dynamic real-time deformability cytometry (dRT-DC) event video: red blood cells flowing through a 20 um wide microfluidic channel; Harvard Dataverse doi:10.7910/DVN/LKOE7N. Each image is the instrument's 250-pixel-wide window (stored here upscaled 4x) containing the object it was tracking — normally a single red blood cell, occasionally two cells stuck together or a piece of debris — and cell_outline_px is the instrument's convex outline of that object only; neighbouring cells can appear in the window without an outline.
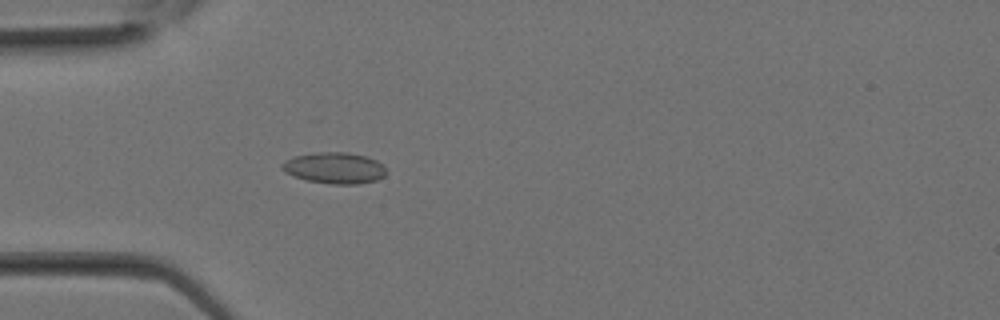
{"species": "Egyptian fruit bat (a non-hibernating species)", "species_latin": "Rousettus aegyptiacus", "temperature_condition": "room temperature", "stored_images_in_passage": 30, "camera_frame_rate_fps": 3000, "um_per_image_px": 0.085, "animal": {"sex": "female"}, "frame": {"image": 1, "passage_image": 8, "time_ms": 2.333, "image_size_px": [1000, 320], "cell_outline_px": [[388, 172], [384, 176], [376, 180], [360, 184], [332, 184], [308, 180], [292, 176], [284, 172], [280, 168], [280, 164], [284, 160], [296, 156], [316, 152], [348, 152], [368, 156], [384, 164]], "centroid_in_image_um": [28.45, 14.27], "position_along_channel_um": 56.5, "area_um2": 19.31}}
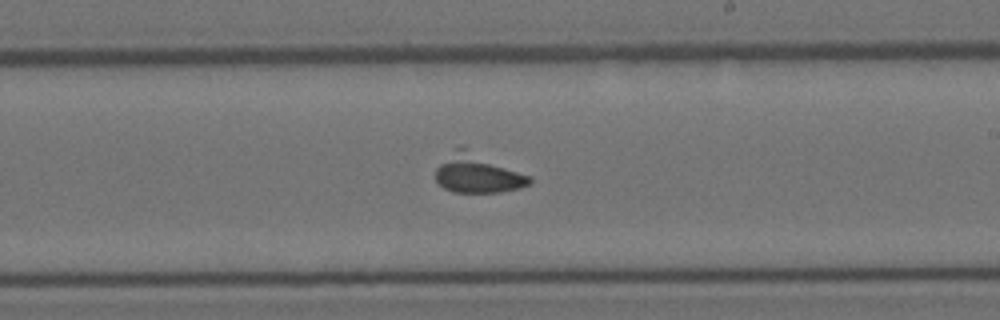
{"frame": {"image": 2, "passage_image": 17, "time_ms": 5.333, "image_size_px": [1000, 320], "cell_outline_px": [[532, 184], [520, 188], [500, 192], [452, 192], [444, 188], [436, 180], [436, 168], [456, 148], [464, 148], [528, 176], [532, 180]], "centroid_in_image_um": [40.59, 14.8], "position_along_channel_um": 248.4, "area_um2": 20.35}}
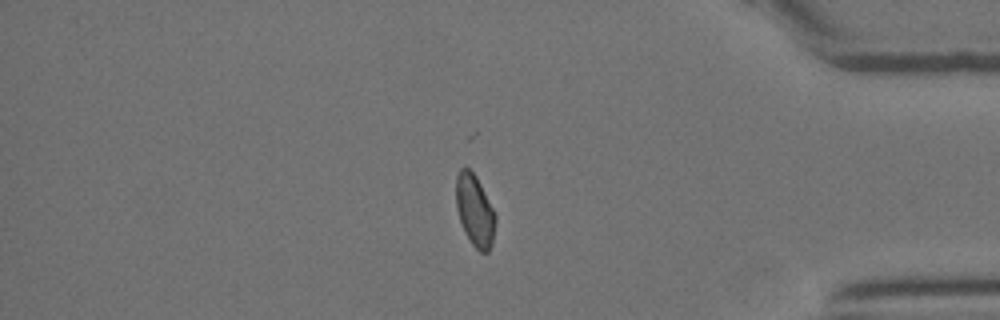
{"frame": {"image": 3, "passage_image": 25, "time_ms": 8.0, "image_size_px": [1000, 320], "cell_outline_px": [[496, 220], [492, 244], [488, 252], [480, 252], [472, 244], [464, 232], [456, 208], [456, 176], [460, 168], [468, 168], [476, 176], [496, 212]], "centroid_in_image_um": [40.37, 17.89], "position_along_channel_um": 394.8, "area_um2": 16.59}}